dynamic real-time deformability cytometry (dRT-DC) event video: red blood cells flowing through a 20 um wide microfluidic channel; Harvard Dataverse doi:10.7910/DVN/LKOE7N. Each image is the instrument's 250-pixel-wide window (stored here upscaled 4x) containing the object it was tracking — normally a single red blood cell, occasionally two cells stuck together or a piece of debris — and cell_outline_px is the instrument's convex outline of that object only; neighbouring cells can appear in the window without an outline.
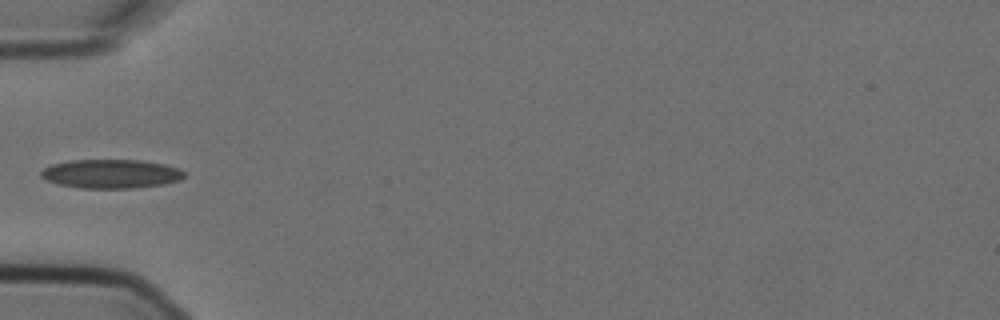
{"species": "Egyptian fruit bat (a non-hibernating species)", "species_latin": "Rousettus aegyptiacus", "temperature_condition": "cold", "stored_images_in_passage": 7, "camera_frame_rate_fps": 3000, "um_per_image_px": 0.085, "animal": {"sex": "female"}, "frame": {"image": 1, "passage_image": 4, "time_ms": 1.0, "image_size_px": [1000, 320], "cell_outline_px": [[188, 176], [180, 180], [164, 184], [132, 188], [80, 188], [60, 184], [44, 180], [40, 176], [40, 172], [44, 168], [52, 164], [68, 160], [140, 160], [164, 164], [188, 172]], "centroid_in_image_um": [9.45, 14.77], "position_along_channel_um": 75.5, "area_um2": 24.33}}
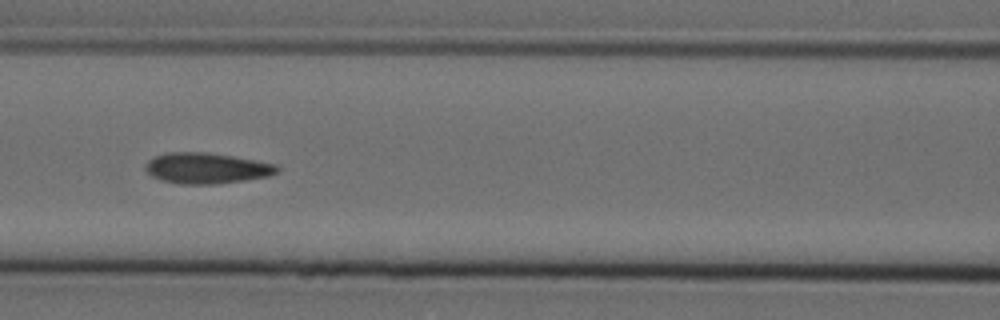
{"frame": {"image": 2, "passage_image": 6, "time_ms": 1.667, "image_size_px": [1000, 320], "cell_outline_px": [[280, 168], [276, 172], [268, 176], [244, 180], [216, 184], [180, 184], [160, 180], [152, 176], [144, 168], [144, 164], [148, 160], [156, 156], [168, 152], [208, 152], [256, 160], [276, 164]], "centroid_in_image_um": [17.53, 14.29], "position_along_channel_um": 149.1, "area_um2": 23.64}}
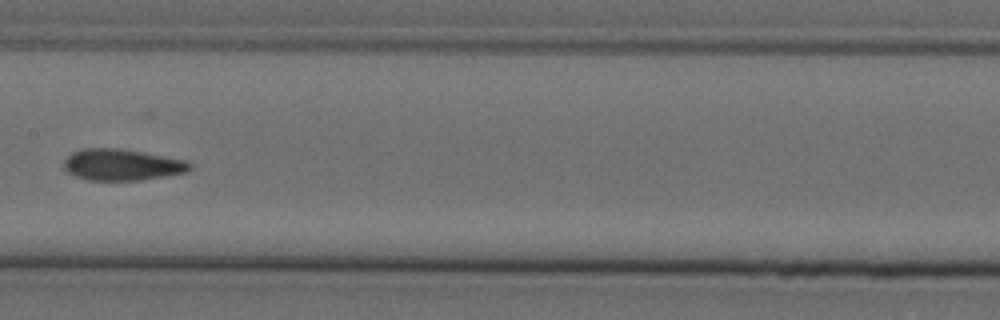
{"frame": {"image": 3, "passage_image": 7, "time_ms": 2.0, "image_size_px": [1000, 320], "cell_outline_px": [[192, 168], [188, 172], [140, 180], [88, 180], [76, 176], [68, 172], [64, 168], [64, 160], [72, 152], [84, 148], [116, 148], [144, 152], [188, 160], [192, 164]], "centroid_in_image_um": [10.4, 14.0], "position_along_channel_um": 197.0, "area_um2": 23.12}}